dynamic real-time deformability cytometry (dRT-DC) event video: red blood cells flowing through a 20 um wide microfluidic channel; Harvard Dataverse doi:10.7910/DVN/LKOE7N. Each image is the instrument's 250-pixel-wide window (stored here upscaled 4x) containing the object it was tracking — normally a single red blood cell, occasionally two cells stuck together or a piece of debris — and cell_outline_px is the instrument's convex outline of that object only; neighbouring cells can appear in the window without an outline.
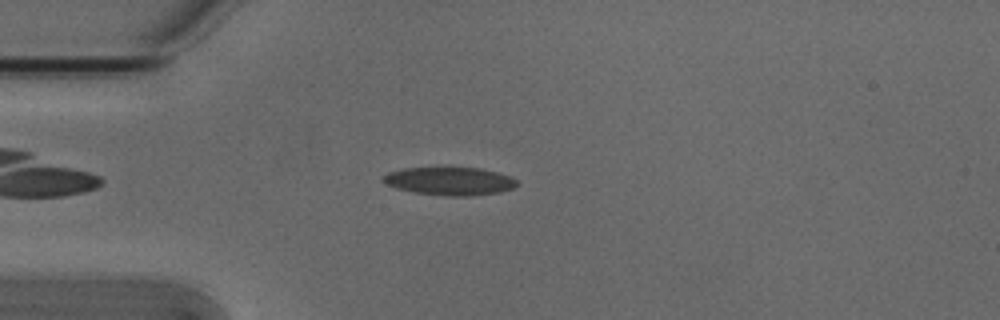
{"species": "Egyptian fruit bat (a non-hibernating species)", "species_latin": "Rousettus aegyptiacus", "temperature_condition": "cold", "stored_images_in_passage": 37, "camera_frame_rate_fps": 3000, "um_per_image_px": 0.085, "animal": {"sex": "male"}, "frame": {"image": 1, "passage_image": 5, "time_ms": 1.333, "image_size_px": [1000, 320], "cell_outline_px": [[520, 184], [512, 188], [500, 192], [472, 196], [448, 196], [416, 192], [396, 188], [380, 180], [388, 172], [404, 168], [480, 168], [512, 176]], "centroid_in_image_um": [38.26, 15.4], "position_along_channel_um": 46.7, "area_um2": 21.79}}
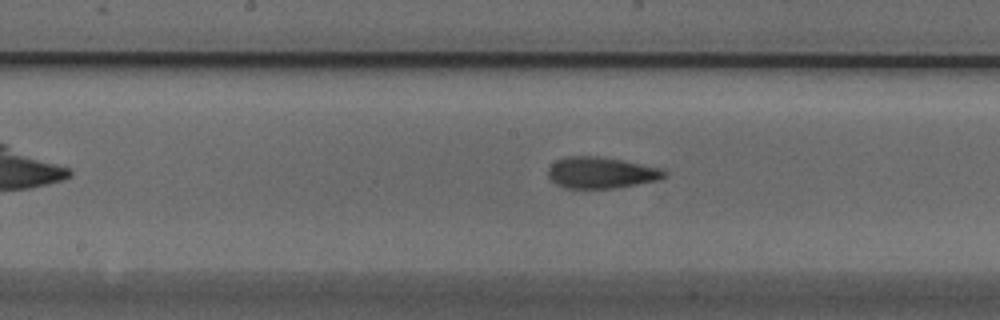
{"frame": {"image": 2, "passage_image": 18, "time_ms": 5.667, "image_size_px": [1000, 320], "cell_outline_px": [[668, 176], [660, 180], [616, 188], [564, 188], [556, 184], [548, 176], [548, 168], [556, 160], [568, 156], [596, 156], [620, 160], [664, 168], [668, 172]], "centroid_in_image_um": [51.15, 14.68], "position_along_channel_um": 197.1, "area_um2": 21.39}}
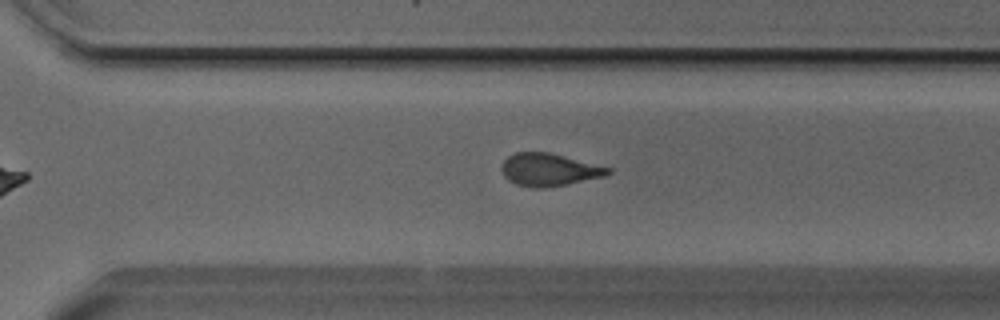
{"frame": {"image": 3, "passage_image": 28, "time_ms": 9.0, "image_size_px": [1000, 320], "cell_outline_px": [[612, 172], [604, 176], [568, 184], [544, 188], [536, 188], [516, 184], [508, 180], [504, 176], [500, 168], [504, 160], [508, 156], [516, 152], [548, 152], [612, 168]], "centroid_in_image_um": [46.66, 14.43], "position_along_channel_um": 323.9, "area_um2": 20.17}, "authors_computed_cell_mechanics": {"area_um2": 21.1548, "velocity_mm_per_s": 3.8155, "shape_relaxation_time_tau1_ms": 5.944, "shape_relaxation_time_tau2_ms": 1.7703, "deformation_change_tau1": 0.1689, "deformation_change_tau2": 0.0918}}